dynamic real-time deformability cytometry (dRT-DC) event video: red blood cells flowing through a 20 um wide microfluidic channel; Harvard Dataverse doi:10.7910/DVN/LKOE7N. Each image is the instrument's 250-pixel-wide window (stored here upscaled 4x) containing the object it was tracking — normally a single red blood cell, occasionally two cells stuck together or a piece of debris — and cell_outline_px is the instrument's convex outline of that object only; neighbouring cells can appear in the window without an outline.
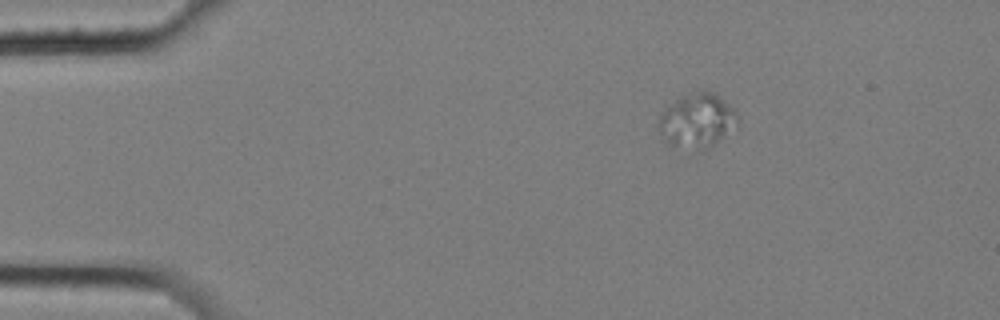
{"species": "common noctule bat (a hibernating species)", "species_latin": "Nyctalus noctula", "temperature_condition": "cold", "stored_images_in_passage": 3, "camera_frame_rate_fps": 3000, "um_per_image_px": 0.085, "animal": {"sex": "female", "body_mass_g": 25.1}, "frame": {"image": 1, "passage_image": 1, "time_ms": 0.0, "image_size_px": [1000, 320], "cell_outline_px": [[740, 120], [736, 128], [704, 152], [668, 144], [660, 136], [656, 124], [660, 116], [680, 96], [688, 92], [700, 88], [716, 92], [736, 108], [740, 116]], "centroid_in_image_um": [59.32, 10.23], "position_along_channel_um": 25.7, "area_um2": 26.18}}